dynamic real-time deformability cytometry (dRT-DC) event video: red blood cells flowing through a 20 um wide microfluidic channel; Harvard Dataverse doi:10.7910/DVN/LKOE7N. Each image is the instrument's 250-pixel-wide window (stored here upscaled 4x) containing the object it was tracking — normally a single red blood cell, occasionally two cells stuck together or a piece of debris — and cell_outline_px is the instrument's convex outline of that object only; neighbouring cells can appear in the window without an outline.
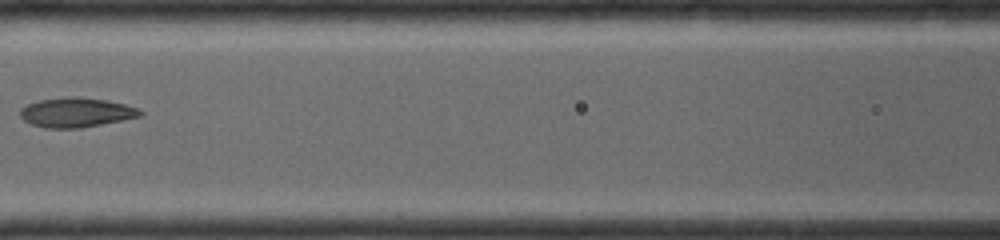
{"species": "common noctule bat (a hibernating species)", "species_latin": "Nyctalus noctula", "temperature_condition": "room temperature", "stored_images_in_passage": 5, "camera_frame_rate_fps": 4000, "um_per_image_px": 0.085, "animal": {"sex": "female", "body_mass_g": 19.0, "forearm_length_mm": 56.7}, "frame": {"image": 1, "passage_image": 5, "time_ms": 3.5, "image_size_px": [1000, 240], "cell_outline_px": [[144, 112], [140, 116], [80, 128], [44, 128], [32, 124], [24, 120], [20, 116], [20, 108], [28, 104], [40, 100], [64, 96], [80, 96], [108, 100], [124, 104], [136, 108]], "centroid_in_image_um": [6.44, 9.54], "position_along_channel_um": 160.2, "area_um2": 20.63}}